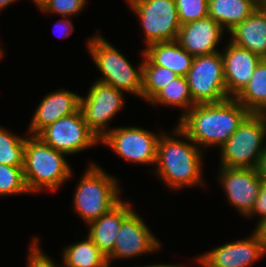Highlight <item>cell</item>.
<instances>
[{
    "instance_id": "39",
    "label": "cell",
    "mask_w": 266,
    "mask_h": 267,
    "mask_svg": "<svg viewBox=\"0 0 266 267\" xmlns=\"http://www.w3.org/2000/svg\"><path fill=\"white\" fill-rule=\"evenodd\" d=\"M260 6H261L264 10H266V0H261V1H260Z\"/></svg>"
},
{
    "instance_id": "24",
    "label": "cell",
    "mask_w": 266,
    "mask_h": 267,
    "mask_svg": "<svg viewBox=\"0 0 266 267\" xmlns=\"http://www.w3.org/2000/svg\"><path fill=\"white\" fill-rule=\"evenodd\" d=\"M235 99L250 113L266 114V58L260 60L250 81Z\"/></svg>"
},
{
    "instance_id": "6",
    "label": "cell",
    "mask_w": 266,
    "mask_h": 267,
    "mask_svg": "<svg viewBox=\"0 0 266 267\" xmlns=\"http://www.w3.org/2000/svg\"><path fill=\"white\" fill-rule=\"evenodd\" d=\"M265 148L266 114L250 113L218 149V166L257 169Z\"/></svg>"
},
{
    "instance_id": "21",
    "label": "cell",
    "mask_w": 266,
    "mask_h": 267,
    "mask_svg": "<svg viewBox=\"0 0 266 267\" xmlns=\"http://www.w3.org/2000/svg\"><path fill=\"white\" fill-rule=\"evenodd\" d=\"M259 6L258 0H208V15L229 33Z\"/></svg>"
},
{
    "instance_id": "1",
    "label": "cell",
    "mask_w": 266,
    "mask_h": 267,
    "mask_svg": "<svg viewBox=\"0 0 266 267\" xmlns=\"http://www.w3.org/2000/svg\"><path fill=\"white\" fill-rule=\"evenodd\" d=\"M206 153L201 150L179 127L163 131L157 144L156 164L151 172L169 192L190 188H205L203 172Z\"/></svg>"
},
{
    "instance_id": "10",
    "label": "cell",
    "mask_w": 266,
    "mask_h": 267,
    "mask_svg": "<svg viewBox=\"0 0 266 267\" xmlns=\"http://www.w3.org/2000/svg\"><path fill=\"white\" fill-rule=\"evenodd\" d=\"M139 210H135L122 222L113 251L106 257L109 267H115L111 264L119 260H134L140 256H147L160 252L162 241L156 237L146 224Z\"/></svg>"
},
{
    "instance_id": "32",
    "label": "cell",
    "mask_w": 266,
    "mask_h": 267,
    "mask_svg": "<svg viewBox=\"0 0 266 267\" xmlns=\"http://www.w3.org/2000/svg\"><path fill=\"white\" fill-rule=\"evenodd\" d=\"M58 18L60 19H57L56 23H54L53 26L54 29H52L53 30L52 33L56 34V36L60 39L69 38L75 31V23L73 24L72 21L73 18L72 17H58Z\"/></svg>"
},
{
    "instance_id": "11",
    "label": "cell",
    "mask_w": 266,
    "mask_h": 267,
    "mask_svg": "<svg viewBox=\"0 0 266 267\" xmlns=\"http://www.w3.org/2000/svg\"><path fill=\"white\" fill-rule=\"evenodd\" d=\"M37 137L67 156L79 155L100 145L99 138L87 125L81 108L47 126Z\"/></svg>"
},
{
    "instance_id": "36",
    "label": "cell",
    "mask_w": 266,
    "mask_h": 267,
    "mask_svg": "<svg viewBox=\"0 0 266 267\" xmlns=\"http://www.w3.org/2000/svg\"><path fill=\"white\" fill-rule=\"evenodd\" d=\"M14 3H18V0H0V14L6 10V8L11 7Z\"/></svg>"
},
{
    "instance_id": "31",
    "label": "cell",
    "mask_w": 266,
    "mask_h": 267,
    "mask_svg": "<svg viewBox=\"0 0 266 267\" xmlns=\"http://www.w3.org/2000/svg\"><path fill=\"white\" fill-rule=\"evenodd\" d=\"M249 219H258L255 223L256 227L259 223L266 219V182H262L258 197L255 200L253 209L251 213L245 218Z\"/></svg>"
},
{
    "instance_id": "18",
    "label": "cell",
    "mask_w": 266,
    "mask_h": 267,
    "mask_svg": "<svg viewBox=\"0 0 266 267\" xmlns=\"http://www.w3.org/2000/svg\"><path fill=\"white\" fill-rule=\"evenodd\" d=\"M132 200L122 199L111 210L87 226V235L107 257L114 248L116 236L122 222L135 210Z\"/></svg>"
},
{
    "instance_id": "7",
    "label": "cell",
    "mask_w": 266,
    "mask_h": 267,
    "mask_svg": "<svg viewBox=\"0 0 266 267\" xmlns=\"http://www.w3.org/2000/svg\"><path fill=\"white\" fill-rule=\"evenodd\" d=\"M143 128L140 126L114 127L101 141L103 147H107L127 163L152 166L153 171L157 158V144L162 132ZM151 170V171H150Z\"/></svg>"
},
{
    "instance_id": "5",
    "label": "cell",
    "mask_w": 266,
    "mask_h": 267,
    "mask_svg": "<svg viewBox=\"0 0 266 267\" xmlns=\"http://www.w3.org/2000/svg\"><path fill=\"white\" fill-rule=\"evenodd\" d=\"M72 195V209L87 226L111 210L124 197L120 180L96 161L87 162Z\"/></svg>"
},
{
    "instance_id": "4",
    "label": "cell",
    "mask_w": 266,
    "mask_h": 267,
    "mask_svg": "<svg viewBox=\"0 0 266 267\" xmlns=\"http://www.w3.org/2000/svg\"><path fill=\"white\" fill-rule=\"evenodd\" d=\"M100 29L87 37L85 47L91 60L99 70L101 77L95 79L99 82L111 85L121 90L127 95H132L141 99L142 93V76L144 51L140 49V62L133 65L130 60L122 53L108 38L101 35ZM142 60V61H141Z\"/></svg>"
},
{
    "instance_id": "2",
    "label": "cell",
    "mask_w": 266,
    "mask_h": 267,
    "mask_svg": "<svg viewBox=\"0 0 266 267\" xmlns=\"http://www.w3.org/2000/svg\"><path fill=\"white\" fill-rule=\"evenodd\" d=\"M249 114L235 98H229L220 103L195 104L176 124L208 154L207 148L219 149Z\"/></svg>"
},
{
    "instance_id": "23",
    "label": "cell",
    "mask_w": 266,
    "mask_h": 267,
    "mask_svg": "<svg viewBox=\"0 0 266 267\" xmlns=\"http://www.w3.org/2000/svg\"><path fill=\"white\" fill-rule=\"evenodd\" d=\"M152 107H167L181 110L176 122L183 117L194 105L190 93L187 78L177 76L168 85H166L149 103Z\"/></svg>"
},
{
    "instance_id": "19",
    "label": "cell",
    "mask_w": 266,
    "mask_h": 267,
    "mask_svg": "<svg viewBox=\"0 0 266 267\" xmlns=\"http://www.w3.org/2000/svg\"><path fill=\"white\" fill-rule=\"evenodd\" d=\"M234 45L266 58V10L259 6L227 36Z\"/></svg>"
},
{
    "instance_id": "37",
    "label": "cell",
    "mask_w": 266,
    "mask_h": 267,
    "mask_svg": "<svg viewBox=\"0 0 266 267\" xmlns=\"http://www.w3.org/2000/svg\"><path fill=\"white\" fill-rule=\"evenodd\" d=\"M48 0H30L31 4H34L37 10H40Z\"/></svg>"
},
{
    "instance_id": "30",
    "label": "cell",
    "mask_w": 266,
    "mask_h": 267,
    "mask_svg": "<svg viewBox=\"0 0 266 267\" xmlns=\"http://www.w3.org/2000/svg\"><path fill=\"white\" fill-rule=\"evenodd\" d=\"M40 236L32 235L28 244L26 253V266L25 267H60L59 263H56L53 257L44 252L41 247ZM43 250V251H42Z\"/></svg>"
},
{
    "instance_id": "17",
    "label": "cell",
    "mask_w": 266,
    "mask_h": 267,
    "mask_svg": "<svg viewBox=\"0 0 266 267\" xmlns=\"http://www.w3.org/2000/svg\"><path fill=\"white\" fill-rule=\"evenodd\" d=\"M226 41L221 50L225 85L227 95L235 98L248 84L262 58L247 49L234 45L228 39Z\"/></svg>"
},
{
    "instance_id": "28",
    "label": "cell",
    "mask_w": 266,
    "mask_h": 267,
    "mask_svg": "<svg viewBox=\"0 0 266 267\" xmlns=\"http://www.w3.org/2000/svg\"><path fill=\"white\" fill-rule=\"evenodd\" d=\"M89 3V0H48L38 11L45 16L52 14L59 17H73L80 15ZM51 14V15H50Z\"/></svg>"
},
{
    "instance_id": "22",
    "label": "cell",
    "mask_w": 266,
    "mask_h": 267,
    "mask_svg": "<svg viewBox=\"0 0 266 267\" xmlns=\"http://www.w3.org/2000/svg\"><path fill=\"white\" fill-rule=\"evenodd\" d=\"M86 237L62 247L60 267H109L106 256Z\"/></svg>"
},
{
    "instance_id": "27",
    "label": "cell",
    "mask_w": 266,
    "mask_h": 267,
    "mask_svg": "<svg viewBox=\"0 0 266 267\" xmlns=\"http://www.w3.org/2000/svg\"><path fill=\"white\" fill-rule=\"evenodd\" d=\"M31 194L24 179L23 167L0 164V198Z\"/></svg>"
},
{
    "instance_id": "25",
    "label": "cell",
    "mask_w": 266,
    "mask_h": 267,
    "mask_svg": "<svg viewBox=\"0 0 266 267\" xmlns=\"http://www.w3.org/2000/svg\"><path fill=\"white\" fill-rule=\"evenodd\" d=\"M178 75L168 68L154 65L144 56L141 100L149 103Z\"/></svg>"
},
{
    "instance_id": "3",
    "label": "cell",
    "mask_w": 266,
    "mask_h": 267,
    "mask_svg": "<svg viewBox=\"0 0 266 267\" xmlns=\"http://www.w3.org/2000/svg\"><path fill=\"white\" fill-rule=\"evenodd\" d=\"M67 157L45 144L39 137L28 134L23 167L28 191L32 195L44 192L54 194L71 179L73 180L75 173Z\"/></svg>"
},
{
    "instance_id": "33",
    "label": "cell",
    "mask_w": 266,
    "mask_h": 267,
    "mask_svg": "<svg viewBox=\"0 0 266 267\" xmlns=\"http://www.w3.org/2000/svg\"><path fill=\"white\" fill-rule=\"evenodd\" d=\"M186 264H188V263H181V264H179V263H157V262H155V264L154 263H152L151 262V264L149 263V264H142V265H137L136 263L134 264V266L132 265V267H189V265H186ZM115 267H119V266H115ZM128 267H131V266H128Z\"/></svg>"
},
{
    "instance_id": "8",
    "label": "cell",
    "mask_w": 266,
    "mask_h": 267,
    "mask_svg": "<svg viewBox=\"0 0 266 267\" xmlns=\"http://www.w3.org/2000/svg\"><path fill=\"white\" fill-rule=\"evenodd\" d=\"M125 3L143 31V49L153 43L177 40L181 24L175 0H125Z\"/></svg>"
},
{
    "instance_id": "14",
    "label": "cell",
    "mask_w": 266,
    "mask_h": 267,
    "mask_svg": "<svg viewBox=\"0 0 266 267\" xmlns=\"http://www.w3.org/2000/svg\"><path fill=\"white\" fill-rule=\"evenodd\" d=\"M216 172L215 179L225 192L227 204L246 218L253 209L263 182L257 169L218 166Z\"/></svg>"
},
{
    "instance_id": "34",
    "label": "cell",
    "mask_w": 266,
    "mask_h": 267,
    "mask_svg": "<svg viewBox=\"0 0 266 267\" xmlns=\"http://www.w3.org/2000/svg\"><path fill=\"white\" fill-rule=\"evenodd\" d=\"M257 171L262 181L266 182V148L264 152L262 153V155L260 156Z\"/></svg>"
},
{
    "instance_id": "20",
    "label": "cell",
    "mask_w": 266,
    "mask_h": 267,
    "mask_svg": "<svg viewBox=\"0 0 266 267\" xmlns=\"http://www.w3.org/2000/svg\"><path fill=\"white\" fill-rule=\"evenodd\" d=\"M143 51L154 65L168 68L178 76L183 77H186L194 59L177 41L153 43Z\"/></svg>"
},
{
    "instance_id": "12",
    "label": "cell",
    "mask_w": 266,
    "mask_h": 267,
    "mask_svg": "<svg viewBox=\"0 0 266 267\" xmlns=\"http://www.w3.org/2000/svg\"><path fill=\"white\" fill-rule=\"evenodd\" d=\"M186 78L195 104L220 103L230 98L221 51L194 57Z\"/></svg>"
},
{
    "instance_id": "13",
    "label": "cell",
    "mask_w": 266,
    "mask_h": 267,
    "mask_svg": "<svg viewBox=\"0 0 266 267\" xmlns=\"http://www.w3.org/2000/svg\"><path fill=\"white\" fill-rule=\"evenodd\" d=\"M248 237L226 241L201 255L193 257V264L200 267H251L266 257V249L258 234L250 230Z\"/></svg>"
},
{
    "instance_id": "16",
    "label": "cell",
    "mask_w": 266,
    "mask_h": 267,
    "mask_svg": "<svg viewBox=\"0 0 266 267\" xmlns=\"http://www.w3.org/2000/svg\"><path fill=\"white\" fill-rule=\"evenodd\" d=\"M80 96L77 91L65 88L48 92L35 107L26 132L29 135L37 136L44 128L61 117L76 112L80 108Z\"/></svg>"
},
{
    "instance_id": "29",
    "label": "cell",
    "mask_w": 266,
    "mask_h": 267,
    "mask_svg": "<svg viewBox=\"0 0 266 267\" xmlns=\"http://www.w3.org/2000/svg\"><path fill=\"white\" fill-rule=\"evenodd\" d=\"M180 24L208 17V0H175Z\"/></svg>"
},
{
    "instance_id": "15",
    "label": "cell",
    "mask_w": 266,
    "mask_h": 267,
    "mask_svg": "<svg viewBox=\"0 0 266 267\" xmlns=\"http://www.w3.org/2000/svg\"><path fill=\"white\" fill-rule=\"evenodd\" d=\"M228 33L209 16L180 26L177 42L193 57L221 51ZM221 49H220V48Z\"/></svg>"
},
{
    "instance_id": "38",
    "label": "cell",
    "mask_w": 266,
    "mask_h": 267,
    "mask_svg": "<svg viewBox=\"0 0 266 267\" xmlns=\"http://www.w3.org/2000/svg\"><path fill=\"white\" fill-rule=\"evenodd\" d=\"M2 42V40L0 39V43ZM5 49L2 48V45L0 44V62H1V59L3 60V57L5 56V52H4Z\"/></svg>"
},
{
    "instance_id": "9",
    "label": "cell",
    "mask_w": 266,
    "mask_h": 267,
    "mask_svg": "<svg viewBox=\"0 0 266 267\" xmlns=\"http://www.w3.org/2000/svg\"><path fill=\"white\" fill-rule=\"evenodd\" d=\"M126 101L125 92L97 80L80 96L85 121L100 141L115 127L110 124L126 109Z\"/></svg>"
},
{
    "instance_id": "35",
    "label": "cell",
    "mask_w": 266,
    "mask_h": 267,
    "mask_svg": "<svg viewBox=\"0 0 266 267\" xmlns=\"http://www.w3.org/2000/svg\"><path fill=\"white\" fill-rule=\"evenodd\" d=\"M253 230L258 234L266 249V219L259 223Z\"/></svg>"
},
{
    "instance_id": "26",
    "label": "cell",
    "mask_w": 266,
    "mask_h": 267,
    "mask_svg": "<svg viewBox=\"0 0 266 267\" xmlns=\"http://www.w3.org/2000/svg\"><path fill=\"white\" fill-rule=\"evenodd\" d=\"M23 135L0 124V164L24 167V148L28 133Z\"/></svg>"
}]
</instances>
